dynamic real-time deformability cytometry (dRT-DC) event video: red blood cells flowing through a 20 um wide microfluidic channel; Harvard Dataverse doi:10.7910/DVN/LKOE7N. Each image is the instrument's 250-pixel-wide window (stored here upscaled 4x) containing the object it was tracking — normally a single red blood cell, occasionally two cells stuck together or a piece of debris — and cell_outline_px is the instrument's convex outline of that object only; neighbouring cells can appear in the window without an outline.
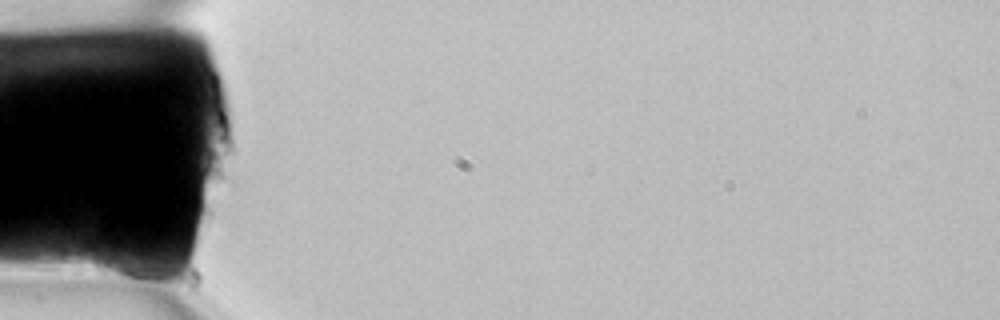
{"species": "common noctule bat (a hibernating species)", "species_latin": "Nyctalus noctula", "temperature_condition": "room temperature", "stored_images_in_passage": 4, "camera_frame_rate_fps": 3000, "um_per_image_px": 0.085, "animal": {"sex": "female", "body_mass_g": 22.7, "forearm_length_mm": 54.2}, "frame": {"image": 1, "passage_image": 1, "time_ms": 0.0, "image_size_px": [1000, 320], "cell_outline_px": [[160, 276], [144, 288], [96, 272], [92, 264], [92, 256], [96, 240], [136, 256], [156, 268], [160, 272]], "centroid_in_image_um": [10.44, 22.58], "position_along_channel_um": 74.6, "area_um2": 12.95}}